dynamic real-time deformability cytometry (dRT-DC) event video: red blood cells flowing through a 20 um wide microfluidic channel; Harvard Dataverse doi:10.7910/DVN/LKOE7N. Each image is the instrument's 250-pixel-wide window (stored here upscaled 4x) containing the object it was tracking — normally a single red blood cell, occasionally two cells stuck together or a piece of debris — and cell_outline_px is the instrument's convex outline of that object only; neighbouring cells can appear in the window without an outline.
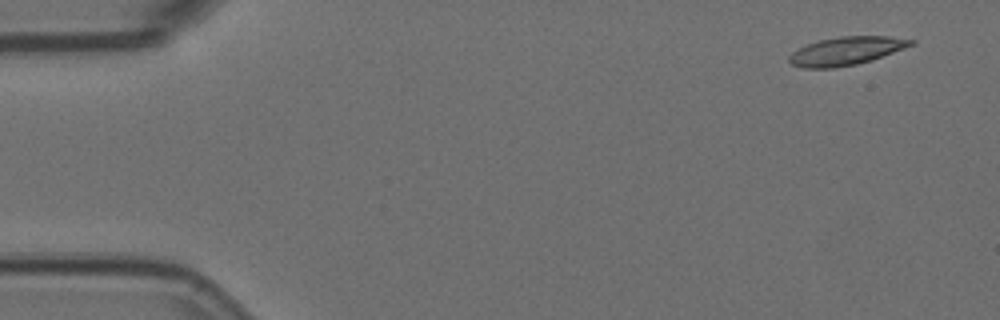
{"species": "Egyptian fruit bat (a non-hibernating species)", "species_latin": "Rousettus aegyptiacus", "temperature_condition": "room temperature", "stored_images_in_passage": 4, "camera_frame_rate_fps": 3000, "um_per_image_px": 0.085, "animal": {"sex": "female"}, "frame": {"image": 1, "passage_image": 1, "time_ms": 0.0, "image_size_px": [1000, 320], "cell_outline_px": [[916, 44], [872, 60], [856, 64], [832, 68], [804, 68], [792, 64], [788, 60], [788, 56], [792, 52], [808, 44], [820, 40], [840, 36], [888, 36], [916, 40]], "centroid_in_image_um": [71.96, 4.33], "position_along_channel_um": 13.0, "area_um2": 20.0}}
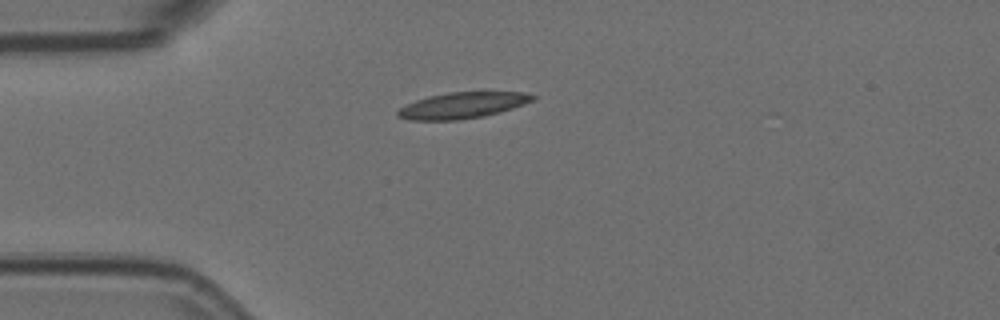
{"frame": {"image": 2, "passage_image": 4, "time_ms": 1.0, "image_size_px": [1000, 320], "cell_outline_px": [[536, 100], [500, 112], [484, 116], [460, 120], [408, 120], [396, 116], [396, 112], [400, 108], [416, 100], [428, 96], [448, 92], [524, 92], [536, 96]], "centroid_in_image_um": [39.31, 8.96], "position_along_channel_um": 45.7, "area_um2": 20.58}}